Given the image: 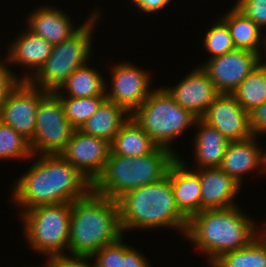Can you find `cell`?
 Instances as JSON below:
<instances>
[{
  "label": "cell",
  "instance_id": "cell-35",
  "mask_svg": "<svg viewBox=\"0 0 266 267\" xmlns=\"http://www.w3.org/2000/svg\"><path fill=\"white\" fill-rule=\"evenodd\" d=\"M249 123L253 136L266 134V101L249 112Z\"/></svg>",
  "mask_w": 266,
  "mask_h": 267
},
{
  "label": "cell",
  "instance_id": "cell-14",
  "mask_svg": "<svg viewBox=\"0 0 266 267\" xmlns=\"http://www.w3.org/2000/svg\"><path fill=\"white\" fill-rule=\"evenodd\" d=\"M229 141H242L253 136L246 112L232 94H220L201 117Z\"/></svg>",
  "mask_w": 266,
  "mask_h": 267
},
{
  "label": "cell",
  "instance_id": "cell-10",
  "mask_svg": "<svg viewBox=\"0 0 266 267\" xmlns=\"http://www.w3.org/2000/svg\"><path fill=\"white\" fill-rule=\"evenodd\" d=\"M46 93L47 91L32 86L28 81H20L0 106L2 123L31 141L36 127L38 105Z\"/></svg>",
  "mask_w": 266,
  "mask_h": 267
},
{
  "label": "cell",
  "instance_id": "cell-22",
  "mask_svg": "<svg viewBox=\"0 0 266 267\" xmlns=\"http://www.w3.org/2000/svg\"><path fill=\"white\" fill-rule=\"evenodd\" d=\"M129 118L130 114L124 108L105 100L79 130L84 134L101 137L111 143Z\"/></svg>",
  "mask_w": 266,
  "mask_h": 267
},
{
  "label": "cell",
  "instance_id": "cell-13",
  "mask_svg": "<svg viewBox=\"0 0 266 267\" xmlns=\"http://www.w3.org/2000/svg\"><path fill=\"white\" fill-rule=\"evenodd\" d=\"M110 153L111 143L106 139L75 129L60 154L93 184L102 174Z\"/></svg>",
  "mask_w": 266,
  "mask_h": 267
},
{
  "label": "cell",
  "instance_id": "cell-40",
  "mask_svg": "<svg viewBox=\"0 0 266 267\" xmlns=\"http://www.w3.org/2000/svg\"><path fill=\"white\" fill-rule=\"evenodd\" d=\"M264 152V162H265V165H266V150H263Z\"/></svg>",
  "mask_w": 266,
  "mask_h": 267
},
{
  "label": "cell",
  "instance_id": "cell-26",
  "mask_svg": "<svg viewBox=\"0 0 266 267\" xmlns=\"http://www.w3.org/2000/svg\"><path fill=\"white\" fill-rule=\"evenodd\" d=\"M105 84L102 75L87 64L77 68L58 90L65 88L67 96L74 98L106 96Z\"/></svg>",
  "mask_w": 266,
  "mask_h": 267
},
{
  "label": "cell",
  "instance_id": "cell-34",
  "mask_svg": "<svg viewBox=\"0 0 266 267\" xmlns=\"http://www.w3.org/2000/svg\"><path fill=\"white\" fill-rule=\"evenodd\" d=\"M0 60V106L7 99L10 92L20 83L16 74L7 68V64ZM5 63V64H4Z\"/></svg>",
  "mask_w": 266,
  "mask_h": 267
},
{
  "label": "cell",
  "instance_id": "cell-6",
  "mask_svg": "<svg viewBox=\"0 0 266 267\" xmlns=\"http://www.w3.org/2000/svg\"><path fill=\"white\" fill-rule=\"evenodd\" d=\"M130 117L159 147L171 151V141L198 119L191 111L182 108L164 88L152 90Z\"/></svg>",
  "mask_w": 266,
  "mask_h": 267
},
{
  "label": "cell",
  "instance_id": "cell-1",
  "mask_svg": "<svg viewBox=\"0 0 266 267\" xmlns=\"http://www.w3.org/2000/svg\"><path fill=\"white\" fill-rule=\"evenodd\" d=\"M37 156L13 187L12 200L22 212L41 205L72 203L93 190L89 179L61 154Z\"/></svg>",
  "mask_w": 266,
  "mask_h": 267
},
{
  "label": "cell",
  "instance_id": "cell-20",
  "mask_svg": "<svg viewBox=\"0 0 266 267\" xmlns=\"http://www.w3.org/2000/svg\"><path fill=\"white\" fill-rule=\"evenodd\" d=\"M23 34L16 38L9 47L7 56L4 61L7 63H16L31 67L33 73L23 76L20 81H28L38 70L43 66V64L49 58L53 45L45 41L43 38L32 34L30 31L25 30ZM35 71V72H34Z\"/></svg>",
  "mask_w": 266,
  "mask_h": 267
},
{
  "label": "cell",
  "instance_id": "cell-3",
  "mask_svg": "<svg viewBox=\"0 0 266 267\" xmlns=\"http://www.w3.org/2000/svg\"><path fill=\"white\" fill-rule=\"evenodd\" d=\"M122 232L170 227L186 233L188 219L179 211L171 184V166L161 180L128 191L118 200Z\"/></svg>",
  "mask_w": 266,
  "mask_h": 267
},
{
  "label": "cell",
  "instance_id": "cell-15",
  "mask_svg": "<svg viewBox=\"0 0 266 267\" xmlns=\"http://www.w3.org/2000/svg\"><path fill=\"white\" fill-rule=\"evenodd\" d=\"M184 109L201 118L220 95L208 74L198 67L181 80L177 86L164 88Z\"/></svg>",
  "mask_w": 266,
  "mask_h": 267
},
{
  "label": "cell",
  "instance_id": "cell-30",
  "mask_svg": "<svg viewBox=\"0 0 266 267\" xmlns=\"http://www.w3.org/2000/svg\"><path fill=\"white\" fill-rule=\"evenodd\" d=\"M33 156L30 141L11 126L0 124V159H28Z\"/></svg>",
  "mask_w": 266,
  "mask_h": 267
},
{
  "label": "cell",
  "instance_id": "cell-4",
  "mask_svg": "<svg viewBox=\"0 0 266 267\" xmlns=\"http://www.w3.org/2000/svg\"><path fill=\"white\" fill-rule=\"evenodd\" d=\"M118 202L93 190L71 203L69 247L72 255L93 256L123 236Z\"/></svg>",
  "mask_w": 266,
  "mask_h": 267
},
{
  "label": "cell",
  "instance_id": "cell-16",
  "mask_svg": "<svg viewBox=\"0 0 266 267\" xmlns=\"http://www.w3.org/2000/svg\"><path fill=\"white\" fill-rule=\"evenodd\" d=\"M96 13L94 10V13L90 14V17L84 24L73 28L74 26L68 14L66 15L59 8L56 9L52 6L40 7L31 13V15H28L27 30L43 38L51 45H56L77 34Z\"/></svg>",
  "mask_w": 266,
  "mask_h": 267
},
{
  "label": "cell",
  "instance_id": "cell-33",
  "mask_svg": "<svg viewBox=\"0 0 266 267\" xmlns=\"http://www.w3.org/2000/svg\"><path fill=\"white\" fill-rule=\"evenodd\" d=\"M91 258L93 256L72 254L71 256H66V254H62L47 259L46 267H97L96 263L93 265L88 263V259Z\"/></svg>",
  "mask_w": 266,
  "mask_h": 267
},
{
  "label": "cell",
  "instance_id": "cell-19",
  "mask_svg": "<svg viewBox=\"0 0 266 267\" xmlns=\"http://www.w3.org/2000/svg\"><path fill=\"white\" fill-rule=\"evenodd\" d=\"M255 142V136L242 141H229L219 168L241 185L242 175L256 169L264 171V151ZM255 169V170H254ZM264 169V170H263Z\"/></svg>",
  "mask_w": 266,
  "mask_h": 267
},
{
  "label": "cell",
  "instance_id": "cell-11",
  "mask_svg": "<svg viewBox=\"0 0 266 267\" xmlns=\"http://www.w3.org/2000/svg\"><path fill=\"white\" fill-rule=\"evenodd\" d=\"M259 61V53L235 49L207 60L201 68L208 74L220 94H232L259 65Z\"/></svg>",
  "mask_w": 266,
  "mask_h": 267
},
{
  "label": "cell",
  "instance_id": "cell-31",
  "mask_svg": "<svg viewBox=\"0 0 266 267\" xmlns=\"http://www.w3.org/2000/svg\"><path fill=\"white\" fill-rule=\"evenodd\" d=\"M217 22L208 30L203 39L204 47L211 54L210 59L236 49L227 24L221 18Z\"/></svg>",
  "mask_w": 266,
  "mask_h": 267
},
{
  "label": "cell",
  "instance_id": "cell-38",
  "mask_svg": "<svg viewBox=\"0 0 266 267\" xmlns=\"http://www.w3.org/2000/svg\"><path fill=\"white\" fill-rule=\"evenodd\" d=\"M260 235H263L266 237V224H265V227L262 229V231L259 232Z\"/></svg>",
  "mask_w": 266,
  "mask_h": 267
},
{
  "label": "cell",
  "instance_id": "cell-5",
  "mask_svg": "<svg viewBox=\"0 0 266 267\" xmlns=\"http://www.w3.org/2000/svg\"><path fill=\"white\" fill-rule=\"evenodd\" d=\"M175 154L159 146L145 156L128 157L111 152L102 174L93 183V191L117 201L128 191L164 178L178 157Z\"/></svg>",
  "mask_w": 266,
  "mask_h": 267
},
{
  "label": "cell",
  "instance_id": "cell-7",
  "mask_svg": "<svg viewBox=\"0 0 266 267\" xmlns=\"http://www.w3.org/2000/svg\"><path fill=\"white\" fill-rule=\"evenodd\" d=\"M98 17L100 14L96 13L73 37L53 45L47 61L28 82L47 92H54L77 68L86 65L91 55V35Z\"/></svg>",
  "mask_w": 266,
  "mask_h": 267
},
{
  "label": "cell",
  "instance_id": "cell-29",
  "mask_svg": "<svg viewBox=\"0 0 266 267\" xmlns=\"http://www.w3.org/2000/svg\"><path fill=\"white\" fill-rule=\"evenodd\" d=\"M54 93L59 97L65 116L75 129H80L106 100V96L69 97L63 94L62 90L54 91Z\"/></svg>",
  "mask_w": 266,
  "mask_h": 267
},
{
  "label": "cell",
  "instance_id": "cell-9",
  "mask_svg": "<svg viewBox=\"0 0 266 267\" xmlns=\"http://www.w3.org/2000/svg\"><path fill=\"white\" fill-rule=\"evenodd\" d=\"M74 130L59 97L54 92H47L40 99L36 113V127L30 141L32 154H60Z\"/></svg>",
  "mask_w": 266,
  "mask_h": 267
},
{
  "label": "cell",
  "instance_id": "cell-27",
  "mask_svg": "<svg viewBox=\"0 0 266 267\" xmlns=\"http://www.w3.org/2000/svg\"><path fill=\"white\" fill-rule=\"evenodd\" d=\"M211 267H266V237L259 235L248 246L223 253Z\"/></svg>",
  "mask_w": 266,
  "mask_h": 267
},
{
  "label": "cell",
  "instance_id": "cell-39",
  "mask_svg": "<svg viewBox=\"0 0 266 267\" xmlns=\"http://www.w3.org/2000/svg\"><path fill=\"white\" fill-rule=\"evenodd\" d=\"M259 66L264 70V74L266 76V64H259Z\"/></svg>",
  "mask_w": 266,
  "mask_h": 267
},
{
  "label": "cell",
  "instance_id": "cell-12",
  "mask_svg": "<svg viewBox=\"0 0 266 267\" xmlns=\"http://www.w3.org/2000/svg\"><path fill=\"white\" fill-rule=\"evenodd\" d=\"M111 73V89L107 90L108 84H105L106 100L116 103L131 115L152 92V76L129 62L115 65Z\"/></svg>",
  "mask_w": 266,
  "mask_h": 267
},
{
  "label": "cell",
  "instance_id": "cell-21",
  "mask_svg": "<svg viewBox=\"0 0 266 267\" xmlns=\"http://www.w3.org/2000/svg\"><path fill=\"white\" fill-rule=\"evenodd\" d=\"M194 125L199 126L193 145L196 166L198 169L219 168L229 140L201 118Z\"/></svg>",
  "mask_w": 266,
  "mask_h": 267
},
{
  "label": "cell",
  "instance_id": "cell-36",
  "mask_svg": "<svg viewBox=\"0 0 266 267\" xmlns=\"http://www.w3.org/2000/svg\"><path fill=\"white\" fill-rule=\"evenodd\" d=\"M171 0H132L135 7L145 13H154L168 6Z\"/></svg>",
  "mask_w": 266,
  "mask_h": 267
},
{
  "label": "cell",
  "instance_id": "cell-18",
  "mask_svg": "<svg viewBox=\"0 0 266 267\" xmlns=\"http://www.w3.org/2000/svg\"><path fill=\"white\" fill-rule=\"evenodd\" d=\"M171 184L176 205L188 220L201 212L200 176L179 155L171 164Z\"/></svg>",
  "mask_w": 266,
  "mask_h": 267
},
{
  "label": "cell",
  "instance_id": "cell-2",
  "mask_svg": "<svg viewBox=\"0 0 266 267\" xmlns=\"http://www.w3.org/2000/svg\"><path fill=\"white\" fill-rule=\"evenodd\" d=\"M237 205L205 209L188 220L185 237L209 255L211 265L223 253L248 246L260 234L256 225Z\"/></svg>",
  "mask_w": 266,
  "mask_h": 267
},
{
  "label": "cell",
  "instance_id": "cell-24",
  "mask_svg": "<svg viewBox=\"0 0 266 267\" xmlns=\"http://www.w3.org/2000/svg\"><path fill=\"white\" fill-rule=\"evenodd\" d=\"M220 17L228 26L236 49H243L259 53L263 52L259 44L263 43L262 29L242 13L235 5ZM261 41V42H260Z\"/></svg>",
  "mask_w": 266,
  "mask_h": 267
},
{
  "label": "cell",
  "instance_id": "cell-37",
  "mask_svg": "<svg viewBox=\"0 0 266 267\" xmlns=\"http://www.w3.org/2000/svg\"><path fill=\"white\" fill-rule=\"evenodd\" d=\"M265 35V36H264ZM264 35L262 36L263 37V47L265 48V50H266V33H264ZM265 37V38H264ZM265 53V55H266V51L264 52ZM261 59H263L262 58V56H260V61H259V64H266V62H262V60Z\"/></svg>",
  "mask_w": 266,
  "mask_h": 267
},
{
  "label": "cell",
  "instance_id": "cell-23",
  "mask_svg": "<svg viewBox=\"0 0 266 267\" xmlns=\"http://www.w3.org/2000/svg\"><path fill=\"white\" fill-rule=\"evenodd\" d=\"M158 145L130 117L111 142V152L115 155L137 157L152 153Z\"/></svg>",
  "mask_w": 266,
  "mask_h": 267
},
{
  "label": "cell",
  "instance_id": "cell-32",
  "mask_svg": "<svg viewBox=\"0 0 266 267\" xmlns=\"http://www.w3.org/2000/svg\"><path fill=\"white\" fill-rule=\"evenodd\" d=\"M234 5L260 28L266 26V0H237Z\"/></svg>",
  "mask_w": 266,
  "mask_h": 267
},
{
  "label": "cell",
  "instance_id": "cell-17",
  "mask_svg": "<svg viewBox=\"0 0 266 267\" xmlns=\"http://www.w3.org/2000/svg\"><path fill=\"white\" fill-rule=\"evenodd\" d=\"M201 182V211L236 206L233 201L241 185L220 168L195 169Z\"/></svg>",
  "mask_w": 266,
  "mask_h": 267
},
{
  "label": "cell",
  "instance_id": "cell-25",
  "mask_svg": "<svg viewBox=\"0 0 266 267\" xmlns=\"http://www.w3.org/2000/svg\"><path fill=\"white\" fill-rule=\"evenodd\" d=\"M93 257L97 267H150L140 252L124 244L123 236L103 246Z\"/></svg>",
  "mask_w": 266,
  "mask_h": 267
},
{
  "label": "cell",
  "instance_id": "cell-28",
  "mask_svg": "<svg viewBox=\"0 0 266 267\" xmlns=\"http://www.w3.org/2000/svg\"><path fill=\"white\" fill-rule=\"evenodd\" d=\"M246 112L266 101V76L258 65L232 93Z\"/></svg>",
  "mask_w": 266,
  "mask_h": 267
},
{
  "label": "cell",
  "instance_id": "cell-8",
  "mask_svg": "<svg viewBox=\"0 0 266 267\" xmlns=\"http://www.w3.org/2000/svg\"><path fill=\"white\" fill-rule=\"evenodd\" d=\"M21 213L24 234L36 252L49 259L69 247L71 203L41 205Z\"/></svg>",
  "mask_w": 266,
  "mask_h": 267
}]
</instances>
